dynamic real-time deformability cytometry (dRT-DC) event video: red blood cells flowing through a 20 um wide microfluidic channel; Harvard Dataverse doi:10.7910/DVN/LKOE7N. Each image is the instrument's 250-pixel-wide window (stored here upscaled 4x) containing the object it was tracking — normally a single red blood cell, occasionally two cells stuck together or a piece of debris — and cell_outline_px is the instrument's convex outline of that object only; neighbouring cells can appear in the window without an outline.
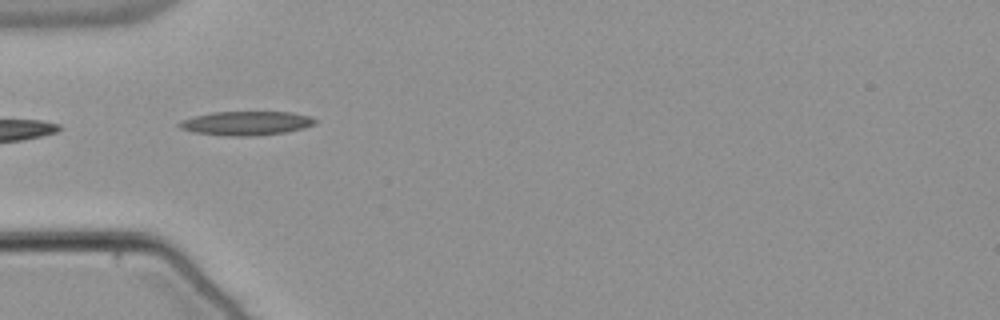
{"species": "common noctule bat (a hibernating species)", "species_latin": "Nyctalus noctula", "temperature_condition": "warm", "stored_images_in_passage": 38, "camera_frame_rate_fps": 3000, "um_per_image_px": 0.085, "animal": {"sex": "male", "body_mass_g": 21.5, "forearm_length_mm": 52.0}, "frame": {"image": 1, "passage_image": 2, "time_ms": 0.333, "image_size_px": [1000, 320], "cell_outline_px": [[316, 124], [304, 128], [284, 132], [256, 136], [228, 136], [192, 132], [180, 128], [176, 124], [180, 120], [212, 112], [292, 112], [308, 116], [316, 120]], "centroid_in_image_um": [20.9, 10.48], "position_along_channel_um": 64.1, "area_um2": 19.02}}
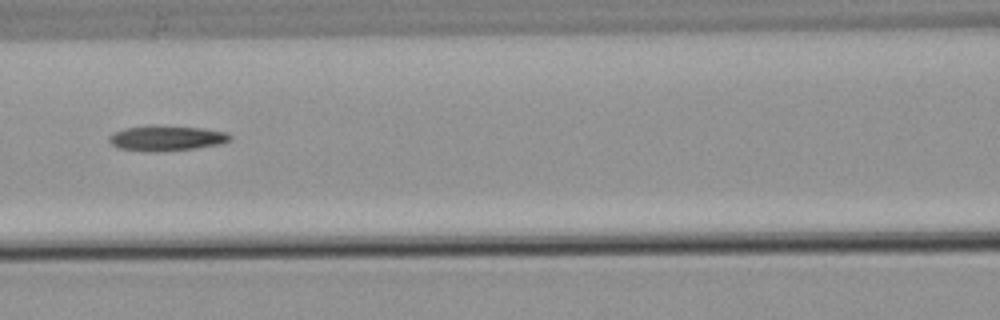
{"frame": {"image": 2, "passage_image": 9, "time_ms": 2.667, "image_size_px": [1000, 320], "cell_outline_px": [[232, 136], [228, 140], [220, 144], [196, 148], [152, 152], [148, 152], [120, 148], [112, 144], [108, 140], [108, 136], [112, 132], [124, 128], [152, 124], [204, 128], [228, 132]], "centroid_in_image_um": [14.12, 11.72], "position_along_channel_um": 152.5, "area_um2": 18.09}}
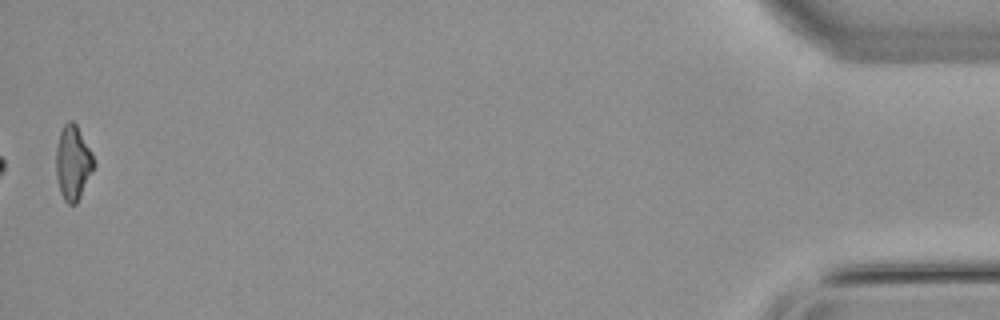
{"frame": {"image": 3, "passage_image": 38, "time_ms": 12.333, "image_size_px": [1000, 320], "cell_outline_px": [[96, 164], [76, 204], [68, 204], [64, 200], [60, 192], [56, 176], [56, 148], [60, 132], [64, 124], [68, 120], [72, 120], [76, 124], [92, 152]], "centroid_in_image_um": [6.2, 13.82], "position_along_channel_um": 429.0, "area_um2": 16.42}}